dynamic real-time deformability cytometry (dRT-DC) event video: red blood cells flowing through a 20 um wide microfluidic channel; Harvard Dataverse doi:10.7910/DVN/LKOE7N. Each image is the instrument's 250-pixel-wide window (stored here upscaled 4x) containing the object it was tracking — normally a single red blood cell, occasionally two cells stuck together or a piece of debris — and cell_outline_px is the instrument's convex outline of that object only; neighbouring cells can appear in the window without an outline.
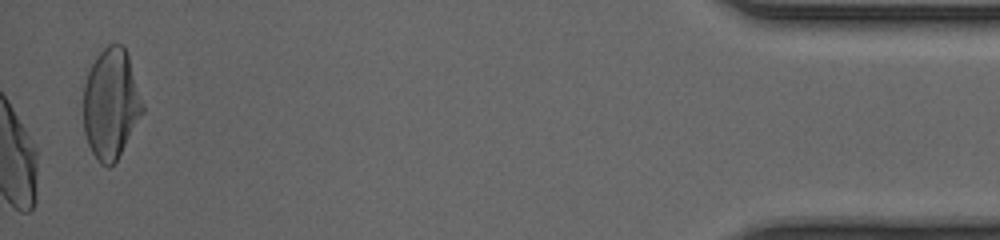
{"species": "human", "species_latin": "Homo sapiens", "temperature_condition": "cold", "stored_images_in_passage": 54, "camera_frame_rate_fps": 3000, "um_per_image_px": 0.085, "donor": {"sex": "male"}, "frame": {"image": 1, "passage_image": 54, "time_ms": 17.667, "image_size_px": [1000, 240], "cell_outline_px": [[144, 112], [116, 160], [108, 168], [100, 164], [96, 160], [88, 144], [84, 132], [84, 84], [88, 72], [96, 56], [108, 44], [120, 44], [124, 48], [128, 56], [144, 104]], "centroid_in_image_um": [9.43, 8.84], "position_along_channel_um": 425.8, "area_um2": 37.86}, "authors_computed_cell_mechanics": {"area_um2": 35.5759, "velocity_mm_per_s": 3.9595, "shape_relaxation_time_tau1_ms": 4.1506, "shape_relaxation_time_tau2_ms": 1.1036, "deformation_change_tau1": 0.1749, "deformation_change_tau2": 0.0528}}